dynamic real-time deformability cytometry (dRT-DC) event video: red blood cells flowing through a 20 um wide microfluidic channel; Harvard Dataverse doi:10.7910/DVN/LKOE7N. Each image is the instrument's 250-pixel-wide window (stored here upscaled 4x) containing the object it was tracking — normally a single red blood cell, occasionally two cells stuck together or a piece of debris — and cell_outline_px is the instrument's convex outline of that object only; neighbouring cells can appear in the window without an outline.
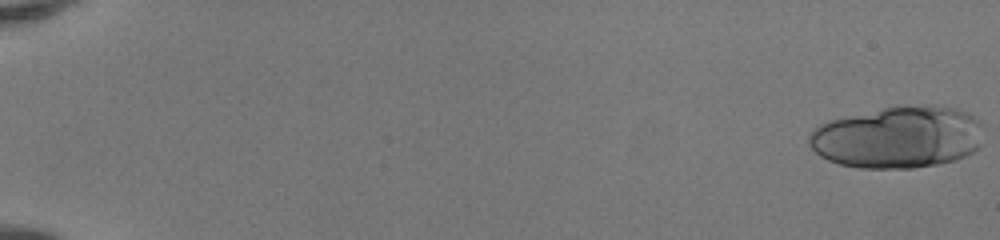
{"species": "human", "species_latin": "Homo sapiens", "temperature_condition": "room temperature", "stored_images_in_passage": 21, "camera_frame_rate_fps": 3000, "um_per_image_px": 0.085, "donor": {"sex": "female"}, "frame": {"image": 1, "passage_image": 1, "time_ms": 0.0, "image_size_px": [1000, 240], "cell_outline_px": [[980, 148], [956, 160], [936, 164], [912, 168], [860, 168], [840, 164], [828, 160], [820, 156], [808, 144], [808, 136], [812, 128], [828, 120], [884, 108], [924, 104], [932, 104], [960, 108], [968, 112], [980, 120]], "centroid_in_image_um": [76.33, 11.65], "position_along_channel_um": 8.7, "area_um2": 63.41}}
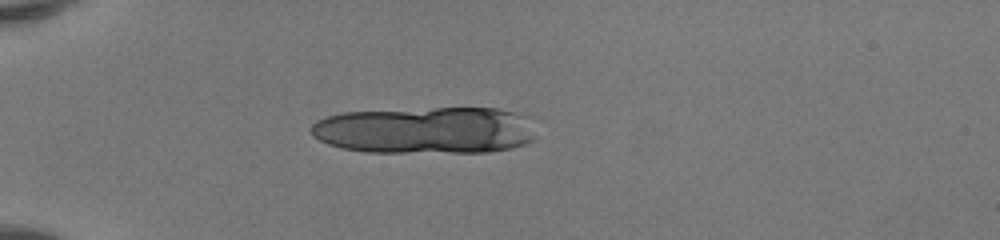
{"frame": {"image": 2, "passage_image": 16, "time_ms": 5.0, "image_size_px": [1000, 240], "cell_outline_px": [[536, 140], [512, 148], [488, 152], [364, 152], [340, 148], [328, 144], [312, 136], [308, 128], [316, 120], [340, 112], [436, 108], [496, 108], [512, 112], [520, 116]], "centroid_in_image_um": [36.02, 11.08], "position_along_channel_um": 49.0, "area_um2": 61.33}}